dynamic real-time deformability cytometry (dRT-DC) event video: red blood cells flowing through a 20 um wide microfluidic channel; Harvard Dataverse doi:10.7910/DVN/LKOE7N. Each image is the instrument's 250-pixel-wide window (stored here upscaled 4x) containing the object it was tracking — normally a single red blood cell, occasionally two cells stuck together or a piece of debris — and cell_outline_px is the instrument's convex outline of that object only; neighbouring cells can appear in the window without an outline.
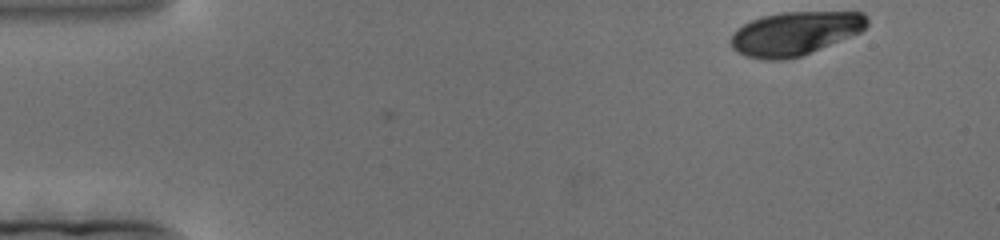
{"species": "human", "species_latin": "Homo sapiens", "temperature_condition": "cold", "stored_images_in_passage": 181, "camera_frame_rate_fps": 3000, "um_per_image_px": 0.085, "donor": {"sex": "female"}, "frame": {"image": 1, "passage_image": 1, "time_ms": 0.0, "image_size_px": [1000, 240], "cell_outline_px": [[868, 24], [860, 32], [800, 56], [784, 60], [764, 60], [748, 56], [732, 48], [732, 32], [736, 28], [752, 20], [764, 16], [780, 12], [864, 12], [868, 16]], "centroid_in_image_um": [67.58, 2.83], "position_along_channel_um": 17.4, "area_um2": 34.28}}
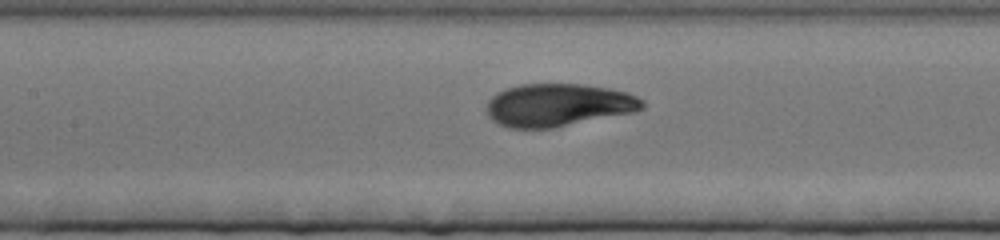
{"frame": {"image": 2, "passage_image": 75, "time_ms": 24.667, "image_size_px": [1000, 240], "cell_outline_px": [[644, 108], [636, 112], [552, 128], [508, 128], [492, 120], [488, 116], [484, 108], [488, 100], [496, 92], [504, 88], [520, 84], [584, 84], [608, 88], [628, 92], [644, 100]], "centroid_in_image_um": [47.43, 8.92], "position_along_channel_um": 160.0, "area_um2": 39.3}}
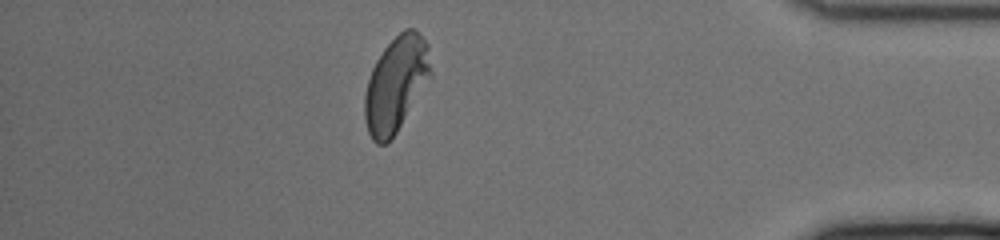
{"frame": {"image": 3, "passage_image": 156, "time_ms": 51.667, "image_size_px": [1000, 240], "cell_outline_px": [[432, 76], [396, 132], [384, 144], [376, 144], [372, 140], [368, 132], [364, 116], [364, 96], [368, 80], [372, 68], [376, 60], [384, 48], [404, 28], [416, 28], [428, 44], [432, 68]], "centroid_in_image_um": [33.67, 7.12], "position_along_channel_um": 401.5, "area_um2": 36.65}}